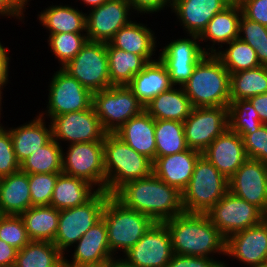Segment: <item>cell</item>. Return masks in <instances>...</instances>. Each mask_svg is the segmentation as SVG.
<instances>
[{
	"mask_svg": "<svg viewBox=\"0 0 267 267\" xmlns=\"http://www.w3.org/2000/svg\"><path fill=\"white\" fill-rule=\"evenodd\" d=\"M229 192L263 211L267 203V163L248 158L228 179Z\"/></svg>",
	"mask_w": 267,
	"mask_h": 267,
	"instance_id": "18",
	"label": "cell"
},
{
	"mask_svg": "<svg viewBox=\"0 0 267 267\" xmlns=\"http://www.w3.org/2000/svg\"><path fill=\"white\" fill-rule=\"evenodd\" d=\"M20 217L31 241L54 242L59 220V210L53 206H32Z\"/></svg>",
	"mask_w": 267,
	"mask_h": 267,
	"instance_id": "33",
	"label": "cell"
},
{
	"mask_svg": "<svg viewBox=\"0 0 267 267\" xmlns=\"http://www.w3.org/2000/svg\"><path fill=\"white\" fill-rule=\"evenodd\" d=\"M62 173L84 179L98 191H106L103 142L69 144L67 152L62 153Z\"/></svg>",
	"mask_w": 267,
	"mask_h": 267,
	"instance_id": "10",
	"label": "cell"
},
{
	"mask_svg": "<svg viewBox=\"0 0 267 267\" xmlns=\"http://www.w3.org/2000/svg\"><path fill=\"white\" fill-rule=\"evenodd\" d=\"M228 191V179L201 155L187 187L182 191L184 213L205 214Z\"/></svg>",
	"mask_w": 267,
	"mask_h": 267,
	"instance_id": "6",
	"label": "cell"
},
{
	"mask_svg": "<svg viewBox=\"0 0 267 267\" xmlns=\"http://www.w3.org/2000/svg\"><path fill=\"white\" fill-rule=\"evenodd\" d=\"M164 223L171 235L174 254L208 258L213 253L225 255L226 238L206 214L182 213Z\"/></svg>",
	"mask_w": 267,
	"mask_h": 267,
	"instance_id": "2",
	"label": "cell"
},
{
	"mask_svg": "<svg viewBox=\"0 0 267 267\" xmlns=\"http://www.w3.org/2000/svg\"><path fill=\"white\" fill-rule=\"evenodd\" d=\"M86 15L72 6L51 5L40 12L37 18L50 34L86 33Z\"/></svg>",
	"mask_w": 267,
	"mask_h": 267,
	"instance_id": "32",
	"label": "cell"
},
{
	"mask_svg": "<svg viewBox=\"0 0 267 267\" xmlns=\"http://www.w3.org/2000/svg\"><path fill=\"white\" fill-rule=\"evenodd\" d=\"M97 192L98 190L84 179L61 173L56 181L50 206L57 210L81 206Z\"/></svg>",
	"mask_w": 267,
	"mask_h": 267,
	"instance_id": "31",
	"label": "cell"
},
{
	"mask_svg": "<svg viewBox=\"0 0 267 267\" xmlns=\"http://www.w3.org/2000/svg\"><path fill=\"white\" fill-rule=\"evenodd\" d=\"M242 138L247 157L267 163V124L253 134H244Z\"/></svg>",
	"mask_w": 267,
	"mask_h": 267,
	"instance_id": "46",
	"label": "cell"
},
{
	"mask_svg": "<svg viewBox=\"0 0 267 267\" xmlns=\"http://www.w3.org/2000/svg\"><path fill=\"white\" fill-rule=\"evenodd\" d=\"M254 109L259 114V119L263 124H267V92L264 94L248 98Z\"/></svg>",
	"mask_w": 267,
	"mask_h": 267,
	"instance_id": "53",
	"label": "cell"
},
{
	"mask_svg": "<svg viewBox=\"0 0 267 267\" xmlns=\"http://www.w3.org/2000/svg\"><path fill=\"white\" fill-rule=\"evenodd\" d=\"M193 106L182 87H172L154 97L144 110L154 120H174L184 122Z\"/></svg>",
	"mask_w": 267,
	"mask_h": 267,
	"instance_id": "30",
	"label": "cell"
},
{
	"mask_svg": "<svg viewBox=\"0 0 267 267\" xmlns=\"http://www.w3.org/2000/svg\"><path fill=\"white\" fill-rule=\"evenodd\" d=\"M262 221L267 223V203L265 209L262 211Z\"/></svg>",
	"mask_w": 267,
	"mask_h": 267,
	"instance_id": "57",
	"label": "cell"
},
{
	"mask_svg": "<svg viewBox=\"0 0 267 267\" xmlns=\"http://www.w3.org/2000/svg\"><path fill=\"white\" fill-rule=\"evenodd\" d=\"M154 31L147 25L131 21L117 31L109 43L115 47L142 56L147 62L154 61L152 55L157 47ZM154 52V53H153Z\"/></svg>",
	"mask_w": 267,
	"mask_h": 267,
	"instance_id": "29",
	"label": "cell"
},
{
	"mask_svg": "<svg viewBox=\"0 0 267 267\" xmlns=\"http://www.w3.org/2000/svg\"><path fill=\"white\" fill-rule=\"evenodd\" d=\"M205 214L225 238L262 221L258 207L229 191Z\"/></svg>",
	"mask_w": 267,
	"mask_h": 267,
	"instance_id": "12",
	"label": "cell"
},
{
	"mask_svg": "<svg viewBox=\"0 0 267 267\" xmlns=\"http://www.w3.org/2000/svg\"><path fill=\"white\" fill-rule=\"evenodd\" d=\"M61 68L92 93L111 87L105 42L87 41L81 51Z\"/></svg>",
	"mask_w": 267,
	"mask_h": 267,
	"instance_id": "9",
	"label": "cell"
},
{
	"mask_svg": "<svg viewBox=\"0 0 267 267\" xmlns=\"http://www.w3.org/2000/svg\"><path fill=\"white\" fill-rule=\"evenodd\" d=\"M156 157H164L188 149L183 122L155 120Z\"/></svg>",
	"mask_w": 267,
	"mask_h": 267,
	"instance_id": "38",
	"label": "cell"
},
{
	"mask_svg": "<svg viewBox=\"0 0 267 267\" xmlns=\"http://www.w3.org/2000/svg\"><path fill=\"white\" fill-rule=\"evenodd\" d=\"M92 106L107 133H115L144 111L143 104L127 86H111L94 92Z\"/></svg>",
	"mask_w": 267,
	"mask_h": 267,
	"instance_id": "8",
	"label": "cell"
},
{
	"mask_svg": "<svg viewBox=\"0 0 267 267\" xmlns=\"http://www.w3.org/2000/svg\"><path fill=\"white\" fill-rule=\"evenodd\" d=\"M32 207L28 174L19 170L0 178V215L20 216Z\"/></svg>",
	"mask_w": 267,
	"mask_h": 267,
	"instance_id": "28",
	"label": "cell"
},
{
	"mask_svg": "<svg viewBox=\"0 0 267 267\" xmlns=\"http://www.w3.org/2000/svg\"><path fill=\"white\" fill-rule=\"evenodd\" d=\"M183 125L187 147L202 153L228 129V107H193Z\"/></svg>",
	"mask_w": 267,
	"mask_h": 267,
	"instance_id": "13",
	"label": "cell"
},
{
	"mask_svg": "<svg viewBox=\"0 0 267 267\" xmlns=\"http://www.w3.org/2000/svg\"><path fill=\"white\" fill-rule=\"evenodd\" d=\"M28 1L29 0H0V16H8V18L9 16L12 18L16 17V19L22 21Z\"/></svg>",
	"mask_w": 267,
	"mask_h": 267,
	"instance_id": "50",
	"label": "cell"
},
{
	"mask_svg": "<svg viewBox=\"0 0 267 267\" xmlns=\"http://www.w3.org/2000/svg\"><path fill=\"white\" fill-rule=\"evenodd\" d=\"M174 252L165 223H154L123 257L135 267H167Z\"/></svg>",
	"mask_w": 267,
	"mask_h": 267,
	"instance_id": "16",
	"label": "cell"
},
{
	"mask_svg": "<svg viewBox=\"0 0 267 267\" xmlns=\"http://www.w3.org/2000/svg\"><path fill=\"white\" fill-rule=\"evenodd\" d=\"M231 0H172V12L187 34L200 35L209 21Z\"/></svg>",
	"mask_w": 267,
	"mask_h": 267,
	"instance_id": "22",
	"label": "cell"
},
{
	"mask_svg": "<svg viewBox=\"0 0 267 267\" xmlns=\"http://www.w3.org/2000/svg\"><path fill=\"white\" fill-rule=\"evenodd\" d=\"M113 196L125 207L164 223L182 213V193L159 179L154 173L121 186Z\"/></svg>",
	"mask_w": 267,
	"mask_h": 267,
	"instance_id": "1",
	"label": "cell"
},
{
	"mask_svg": "<svg viewBox=\"0 0 267 267\" xmlns=\"http://www.w3.org/2000/svg\"><path fill=\"white\" fill-rule=\"evenodd\" d=\"M108 267H135L134 265L130 264L124 257L117 258L112 257L108 261Z\"/></svg>",
	"mask_w": 267,
	"mask_h": 267,
	"instance_id": "54",
	"label": "cell"
},
{
	"mask_svg": "<svg viewBox=\"0 0 267 267\" xmlns=\"http://www.w3.org/2000/svg\"><path fill=\"white\" fill-rule=\"evenodd\" d=\"M109 196L106 191H98L81 206L59 210L58 230L53 244L64 255V251H68L70 246L73 247L85 232L102 218Z\"/></svg>",
	"mask_w": 267,
	"mask_h": 267,
	"instance_id": "7",
	"label": "cell"
},
{
	"mask_svg": "<svg viewBox=\"0 0 267 267\" xmlns=\"http://www.w3.org/2000/svg\"><path fill=\"white\" fill-rule=\"evenodd\" d=\"M242 15L267 26V0H239Z\"/></svg>",
	"mask_w": 267,
	"mask_h": 267,
	"instance_id": "48",
	"label": "cell"
},
{
	"mask_svg": "<svg viewBox=\"0 0 267 267\" xmlns=\"http://www.w3.org/2000/svg\"><path fill=\"white\" fill-rule=\"evenodd\" d=\"M201 155L200 151L188 148L180 153L156 157L153 161V173L164 183L176 187L182 193Z\"/></svg>",
	"mask_w": 267,
	"mask_h": 267,
	"instance_id": "23",
	"label": "cell"
},
{
	"mask_svg": "<svg viewBox=\"0 0 267 267\" xmlns=\"http://www.w3.org/2000/svg\"><path fill=\"white\" fill-rule=\"evenodd\" d=\"M1 94H2V91H0V116H1V110H2V107H1L2 106V97H1L2 95ZM0 127H3V125L1 124V122H0Z\"/></svg>",
	"mask_w": 267,
	"mask_h": 267,
	"instance_id": "58",
	"label": "cell"
},
{
	"mask_svg": "<svg viewBox=\"0 0 267 267\" xmlns=\"http://www.w3.org/2000/svg\"><path fill=\"white\" fill-rule=\"evenodd\" d=\"M61 173L28 174L32 206H48Z\"/></svg>",
	"mask_w": 267,
	"mask_h": 267,
	"instance_id": "43",
	"label": "cell"
},
{
	"mask_svg": "<svg viewBox=\"0 0 267 267\" xmlns=\"http://www.w3.org/2000/svg\"><path fill=\"white\" fill-rule=\"evenodd\" d=\"M86 33H60L49 34L48 41L50 50L58 58L60 65L63 67L71 61L87 43Z\"/></svg>",
	"mask_w": 267,
	"mask_h": 267,
	"instance_id": "41",
	"label": "cell"
},
{
	"mask_svg": "<svg viewBox=\"0 0 267 267\" xmlns=\"http://www.w3.org/2000/svg\"><path fill=\"white\" fill-rule=\"evenodd\" d=\"M0 239L20 250L31 240L20 216L0 215Z\"/></svg>",
	"mask_w": 267,
	"mask_h": 267,
	"instance_id": "44",
	"label": "cell"
},
{
	"mask_svg": "<svg viewBox=\"0 0 267 267\" xmlns=\"http://www.w3.org/2000/svg\"><path fill=\"white\" fill-rule=\"evenodd\" d=\"M132 10L137 11V13H154L164 10L166 7H172V0H127Z\"/></svg>",
	"mask_w": 267,
	"mask_h": 267,
	"instance_id": "49",
	"label": "cell"
},
{
	"mask_svg": "<svg viewBox=\"0 0 267 267\" xmlns=\"http://www.w3.org/2000/svg\"><path fill=\"white\" fill-rule=\"evenodd\" d=\"M52 138L70 144L84 142H103L107 132L103 129L94 107L55 116L50 120Z\"/></svg>",
	"mask_w": 267,
	"mask_h": 267,
	"instance_id": "15",
	"label": "cell"
},
{
	"mask_svg": "<svg viewBox=\"0 0 267 267\" xmlns=\"http://www.w3.org/2000/svg\"><path fill=\"white\" fill-rule=\"evenodd\" d=\"M45 117L38 115L35 119L22 126L8 128L13 149L18 162L21 164L32 152L41 149L52 139L51 123L46 127ZM49 128V129H48Z\"/></svg>",
	"mask_w": 267,
	"mask_h": 267,
	"instance_id": "27",
	"label": "cell"
},
{
	"mask_svg": "<svg viewBox=\"0 0 267 267\" xmlns=\"http://www.w3.org/2000/svg\"><path fill=\"white\" fill-rule=\"evenodd\" d=\"M225 255L249 267L267 265V223L261 221L226 238Z\"/></svg>",
	"mask_w": 267,
	"mask_h": 267,
	"instance_id": "19",
	"label": "cell"
},
{
	"mask_svg": "<svg viewBox=\"0 0 267 267\" xmlns=\"http://www.w3.org/2000/svg\"><path fill=\"white\" fill-rule=\"evenodd\" d=\"M193 107H228L230 73L215 54H206L182 86Z\"/></svg>",
	"mask_w": 267,
	"mask_h": 267,
	"instance_id": "3",
	"label": "cell"
},
{
	"mask_svg": "<svg viewBox=\"0 0 267 267\" xmlns=\"http://www.w3.org/2000/svg\"><path fill=\"white\" fill-rule=\"evenodd\" d=\"M267 92V66L230 74V100L248 99Z\"/></svg>",
	"mask_w": 267,
	"mask_h": 267,
	"instance_id": "36",
	"label": "cell"
},
{
	"mask_svg": "<svg viewBox=\"0 0 267 267\" xmlns=\"http://www.w3.org/2000/svg\"><path fill=\"white\" fill-rule=\"evenodd\" d=\"M64 267H108L107 261L101 264L84 265V266H64Z\"/></svg>",
	"mask_w": 267,
	"mask_h": 267,
	"instance_id": "56",
	"label": "cell"
},
{
	"mask_svg": "<svg viewBox=\"0 0 267 267\" xmlns=\"http://www.w3.org/2000/svg\"><path fill=\"white\" fill-rule=\"evenodd\" d=\"M111 86H127L148 63L142 56L113 47L107 42Z\"/></svg>",
	"mask_w": 267,
	"mask_h": 267,
	"instance_id": "34",
	"label": "cell"
},
{
	"mask_svg": "<svg viewBox=\"0 0 267 267\" xmlns=\"http://www.w3.org/2000/svg\"><path fill=\"white\" fill-rule=\"evenodd\" d=\"M20 170L8 129L0 127V178Z\"/></svg>",
	"mask_w": 267,
	"mask_h": 267,
	"instance_id": "45",
	"label": "cell"
},
{
	"mask_svg": "<svg viewBox=\"0 0 267 267\" xmlns=\"http://www.w3.org/2000/svg\"><path fill=\"white\" fill-rule=\"evenodd\" d=\"M226 45V49L219 50L215 55L230 74L260 66L254 48L248 43L237 38Z\"/></svg>",
	"mask_w": 267,
	"mask_h": 267,
	"instance_id": "39",
	"label": "cell"
},
{
	"mask_svg": "<svg viewBox=\"0 0 267 267\" xmlns=\"http://www.w3.org/2000/svg\"><path fill=\"white\" fill-rule=\"evenodd\" d=\"M64 254L48 241H30L17 251L14 267H64Z\"/></svg>",
	"mask_w": 267,
	"mask_h": 267,
	"instance_id": "35",
	"label": "cell"
},
{
	"mask_svg": "<svg viewBox=\"0 0 267 267\" xmlns=\"http://www.w3.org/2000/svg\"><path fill=\"white\" fill-rule=\"evenodd\" d=\"M62 146L53 138L41 149L32 152L20 164V170L27 174L62 173Z\"/></svg>",
	"mask_w": 267,
	"mask_h": 267,
	"instance_id": "37",
	"label": "cell"
},
{
	"mask_svg": "<svg viewBox=\"0 0 267 267\" xmlns=\"http://www.w3.org/2000/svg\"><path fill=\"white\" fill-rule=\"evenodd\" d=\"M167 267H228V264L208 257L173 254Z\"/></svg>",
	"mask_w": 267,
	"mask_h": 267,
	"instance_id": "47",
	"label": "cell"
},
{
	"mask_svg": "<svg viewBox=\"0 0 267 267\" xmlns=\"http://www.w3.org/2000/svg\"><path fill=\"white\" fill-rule=\"evenodd\" d=\"M127 87L145 107L154 97L171 89L173 84L166 67L158 58L148 62Z\"/></svg>",
	"mask_w": 267,
	"mask_h": 267,
	"instance_id": "26",
	"label": "cell"
},
{
	"mask_svg": "<svg viewBox=\"0 0 267 267\" xmlns=\"http://www.w3.org/2000/svg\"><path fill=\"white\" fill-rule=\"evenodd\" d=\"M238 35L240 40L254 48L260 65L267 66V26L251 21L242 15Z\"/></svg>",
	"mask_w": 267,
	"mask_h": 267,
	"instance_id": "42",
	"label": "cell"
},
{
	"mask_svg": "<svg viewBox=\"0 0 267 267\" xmlns=\"http://www.w3.org/2000/svg\"><path fill=\"white\" fill-rule=\"evenodd\" d=\"M102 218L113 256L119 250L125 254L155 223L148 215L125 207L113 195L105 203Z\"/></svg>",
	"mask_w": 267,
	"mask_h": 267,
	"instance_id": "5",
	"label": "cell"
},
{
	"mask_svg": "<svg viewBox=\"0 0 267 267\" xmlns=\"http://www.w3.org/2000/svg\"><path fill=\"white\" fill-rule=\"evenodd\" d=\"M263 123L248 99L231 100L228 105V128L239 134H253Z\"/></svg>",
	"mask_w": 267,
	"mask_h": 267,
	"instance_id": "40",
	"label": "cell"
},
{
	"mask_svg": "<svg viewBox=\"0 0 267 267\" xmlns=\"http://www.w3.org/2000/svg\"><path fill=\"white\" fill-rule=\"evenodd\" d=\"M202 155L227 179L248 159L243 138L229 128L219 135Z\"/></svg>",
	"mask_w": 267,
	"mask_h": 267,
	"instance_id": "20",
	"label": "cell"
},
{
	"mask_svg": "<svg viewBox=\"0 0 267 267\" xmlns=\"http://www.w3.org/2000/svg\"><path fill=\"white\" fill-rule=\"evenodd\" d=\"M76 244L72 260L64 257V266L101 264L114 257L108 245L107 228L103 218L88 229Z\"/></svg>",
	"mask_w": 267,
	"mask_h": 267,
	"instance_id": "21",
	"label": "cell"
},
{
	"mask_svg": "<svg viewBox=\"0 0 267 267\" xmlns=\"http://www.w3.org/2000/svg\"><path fill=\"white\" fill-rule=\"evenodd\" d=\"M188 36H191V39L184 37L172 40L162 48L159 55V60L166 67L173 86L182 87L192 75L195 66L206 55L204 47L200 45L199 36Z\"/></svg>",
	"mask_w": 267,
	"mask_h": 267,
	"instance_id": "14",
	"label": "cell"
},
{
	"mask_svg": "<svg viewBox=\"0 0 267 267\" xmlns=\"http://www.w3.org/2000/svg\"><path fill=\"white\" fill-rule=\"evenodd\" d=\"M107 0H82L85 5L90 6V9L97 8L104 4Z\"/></svg>",
	"mask_w": 267,
	"mask_h": 267,
	"instance_id": "55",
	"label": "cell"
},
{
	"mask_svg": "<svg viewBox=\"0 0 267 267\" xmlns=\"http://www.w3.org/2000/svg\"><path fill=\"white\" fill-rule=\"evenodd\" d=\"M114 134L137 153L152 161L156 159L155 120L145 110L128 120Z\"/></svg>",
	"mask_w": 267,
	"mask_h": 267,
	"instance_id": "25",
	"label": "cell"
},
{
	"mask_svg": "<svg viewBox=\"0 0 267 267\" xmlns=\"http://www.w3.org/2000/svg\"><path fill=\"white\" fill-rule=\"evenodd\" d=\"M49 84L48 104L45 112L50 120L65 113L83 111L92 107L93 93L83 87L61 67L54 73Z\"/></svg>",
	"mask_w": 267,
	"mask_h": 267,
	"instance_id": "11",
	"label": "cell"
},
{
	"mask_svg": "<svg viewBox=\"0 0 267 267\" xmlns=\"http://www.w3.org/2000/svg\"><path fill=\"white\" fill-rule=\"evenodd\" d=\"M241 16L242 11L238 2H231L209 21L206 28L199 35V40H201L203 44L207 42L208 39L210 42L212 41V46L206 45L209 46V48H204L206 54H216L219 50H222L223 45L221 44H228L232 40L238 38ZM215 44L220 47L217 49Z\"/></svg>",
	"mask_w": 267,
	"mask_h": 267,
	"instance_id": "24",
	"label": "cell"
},
{
	"mask_svg": "<svg viewBox=\"0 0 267 267\" xmlns=\"http://www.w3.org/2000/svg\"><path fill=\"white\" fill-rule=\"evenodd\" d=\"M130 11L132 8L127 0H107L91 9L86 15L88 41L109 42L119 29L132 21Z\"/></svg>",
	"mask_w": 267,
	"mask_h": 267,
	"instance_id": "17",
	"label": "cell"
},
{
	"mask_svg": "<svg viewBox=\"0 0 267 267\" xmlns=\"http://www.w3.org/2000/svg\"><path fill=\"white\" fill-rule=\"evenodd\" d=\"M17 249L0 239V266L14 267Z\"/></svg>",
	"mask_w": 267,
	"mask_h": 267,
	"instance_id": "51",
	"label": "cell"
},
{
	"mask_svg": "<svg viewBox=\"0 0 267 267\" xmlns=\"http://www.w3.org/2000/svg\"><path fill=\"white\" fill-rule=\"evenodd\" d=\"M8 49L0 41V91L7 85L9 79V61Z\"/></svg>",
	"mask_w": 267,
	"mask_h": 267,
	"instance_id": "52",
	"label": "cell"
},
{
	"mask_svg": "<svg viewBox=\"0 0 267 267\" xmlns=\"http://www.w3.org/2000/svg\"><path fill=\"white\" fill-rule=\"evenodd\" d=\"M106 192L113 195L125 183L153 173V161L137 153L114 133L103 139Z\"/></svg>",
	"mask_w": 267,
	"mask_h": 267,
	"instance_id": "4",
	"label": "cell"
}]
</instances>
